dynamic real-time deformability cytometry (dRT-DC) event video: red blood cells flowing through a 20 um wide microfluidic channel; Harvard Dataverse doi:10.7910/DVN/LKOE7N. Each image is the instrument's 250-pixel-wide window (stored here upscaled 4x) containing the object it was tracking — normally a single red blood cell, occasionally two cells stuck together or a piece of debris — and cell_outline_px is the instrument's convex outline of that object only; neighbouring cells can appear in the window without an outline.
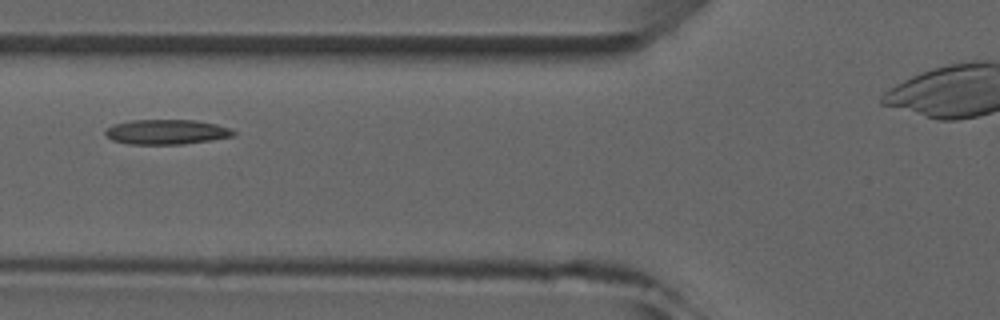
{"species": "common noctule bat (a hibernating species)", "species_latin": "Nyctalus noctula", "temperature_condition": "room temperature", "stored_images_in_passage": 2, "camera_frame_rate_fps": 3000, "um_per_image_px": 0.085, "animal": {"sex": "male", "forearm_length_mm": 52.5}, "frame": {"image": 1, "passage_image": 2, "time_ms": 1.0, "image_size_px": [1000, 320], "cell_outline_px": [[236, 132], [232, 136], [212, 140], [184, 144], [128, 144], [112, 140], [104, 132], [112, 124], [132, 120], [196, 120], [216, 124], [228, 128]], "centroid_in_image_um": [14.14, 11.21], "position_along_channel_um": 111.7, "area_um2": 18.5}}